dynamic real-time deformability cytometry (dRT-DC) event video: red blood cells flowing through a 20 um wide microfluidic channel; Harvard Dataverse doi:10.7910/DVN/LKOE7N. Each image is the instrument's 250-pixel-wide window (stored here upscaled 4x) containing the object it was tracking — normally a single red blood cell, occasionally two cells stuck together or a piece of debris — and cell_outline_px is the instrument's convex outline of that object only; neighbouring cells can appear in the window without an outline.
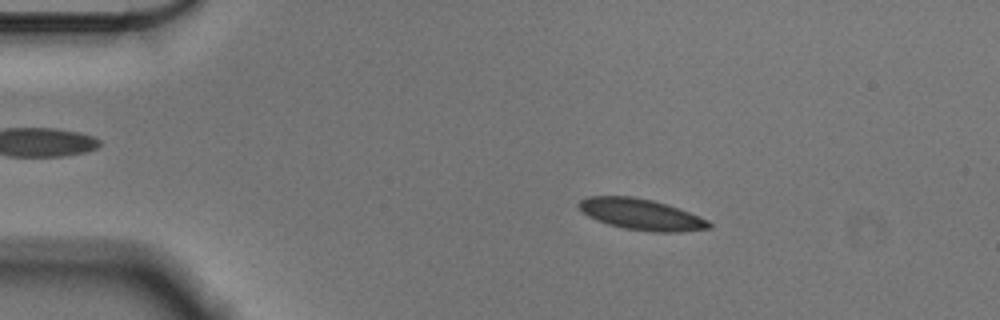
{"species": "Egyptian fruit bat (a non-hibernating species)", "species_latin": "Rousettus aegyptiacus", "temperature_condition": "cold", "stored_images_in_passage": 56, "camera_frame_rate_fps": 3000, "um_per_image_px": 0.085, "animal": {"sex": "male"}, "frame": {"image": 1, "passage_image": 10, "time_ms": 3.0, "image_size_px": [1000, 320], "cell_outline_px": [[712, 228], [680, 232], [652, 232], [624, 228], [608, 224], [596, 220], [588, 216], [576, 204], [580, 200], [588, 196], [632, 196], [652, 200], [688, 212], [708, 220], [712, 224]], "centroid_in_image_um": [54.48, 18.23], "position_along_channel_um": 30.5, "area_um2": 23.41}}
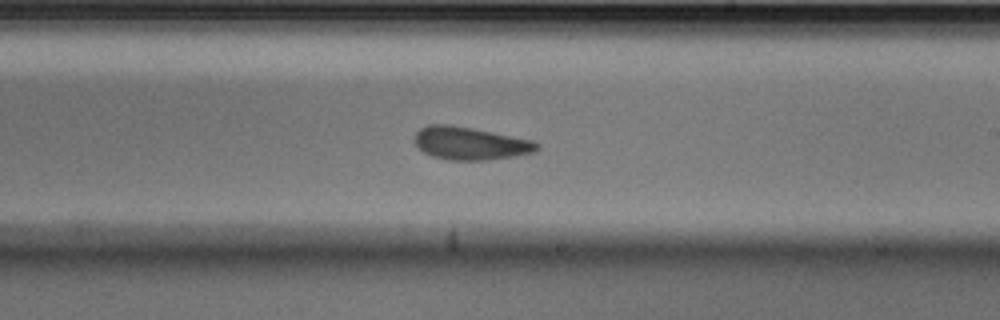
{"frame": {"image": 2, "passage_image": 33, "time_ms": 10.667, "image_size_px": [1000, 320], "cell_outline_px": [[540, 148], [536, 152], [516, 156], [484, 160], [448, 160], [432, 156], [424, 152], [412, 140], [416, 132], [420, 128], [428, 124], [452, 124], [532, 140], [540, 144]], "centroid_in_image_um": [39.96, 12.18], "position_along_channel_um": 249.0, "area_um2": 23.58}}
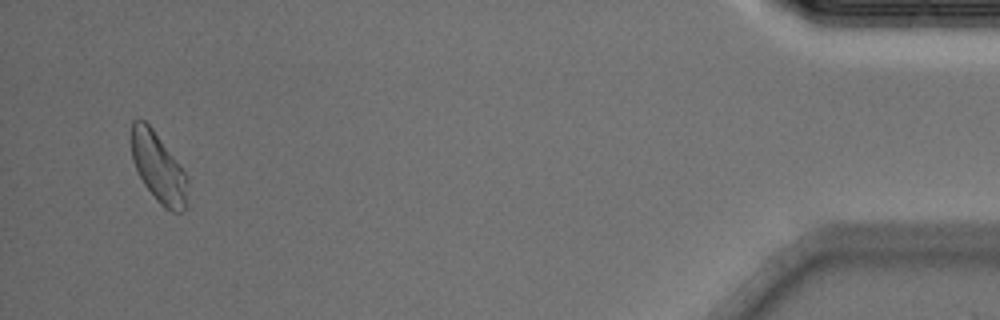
{"frame": {"image": 3, "passage_image": 54, "time_ms": 17.667, "image_size_px": [1000, 320], "cell_outline_px": [[188, 204], [184, 212], [172, 212], [164, 208], [156, 200], [144, 184], [132, 160], [132, 120], [144, 120], [152, 128], [188, 176]], "centroid_in_image_um": [13.51, 14.32], "position_along_channel_um": 421.7, "area_um2": 22.77}, "authors_computed_cell_mechanics": {"area_um2": 23.0044, "velocity_mm_per_s": 3.5488, "shape_relaxation_time_tau1_ms": 3.9018, "shape_relaxation_time_tau2_ms": 2.4915, "deformation_change_tau1": 0.0913, "deformation_change_tau2": 0.0732}}